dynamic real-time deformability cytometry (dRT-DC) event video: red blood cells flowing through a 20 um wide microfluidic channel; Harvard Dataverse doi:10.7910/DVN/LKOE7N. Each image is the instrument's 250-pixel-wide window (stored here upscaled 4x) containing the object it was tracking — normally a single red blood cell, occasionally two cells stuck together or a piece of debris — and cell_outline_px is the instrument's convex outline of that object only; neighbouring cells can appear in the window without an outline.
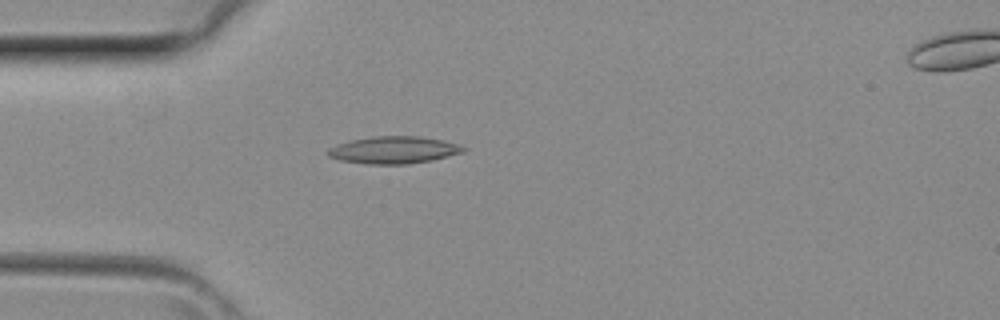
{"species": "common noctule bat (a hibernating species)", "species_latin": "Nyctalus noctula", "temperature_condition": "room temperature", "stored_images_in_passage": 3, "camera_frame_rate_fps": 3000, "um_per_image_px": 0.085, "animal": {"sex": "female", "body_mass_g": 29.2, "forearm_length_mm": 56.3}, "frame": {"image": 1, "passage_image": 2, "time_ms": 0.333, "image_size_px": [1000, 320], "cell_outline_px": [[468, 148], [464, 152], [432, 160], [408, 164], [364, 164], [340, 160], [328, 156], [328, 148], [336, 144], [352, 140], [372, 136], [420, 136], [440, 140], [456, 144]], "centroid_in_image_um": [33.45, 12.75], "position_along_channel_um": 51.6, "area_um2": 21.44}}